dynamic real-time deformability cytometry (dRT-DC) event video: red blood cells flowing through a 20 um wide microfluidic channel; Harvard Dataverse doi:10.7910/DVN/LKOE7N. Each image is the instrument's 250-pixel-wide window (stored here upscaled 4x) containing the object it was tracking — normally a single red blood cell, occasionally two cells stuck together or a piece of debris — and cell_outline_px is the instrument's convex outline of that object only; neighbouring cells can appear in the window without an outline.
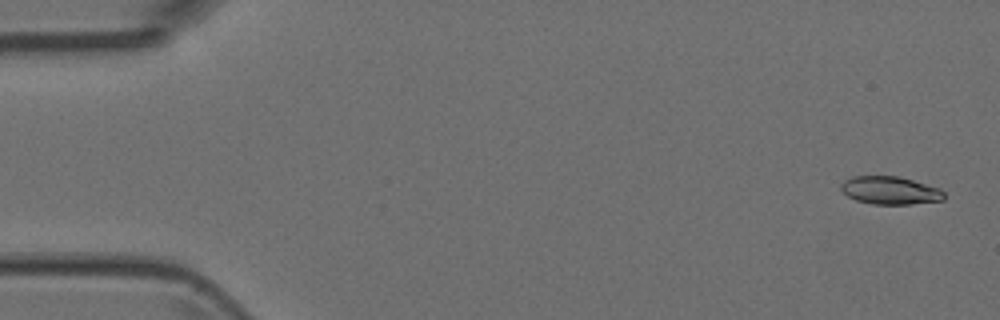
{"species": "Egyptian fruit bat (a non-hibernating species)", "species_latin": "Rousettus aegyptiacus", "temperature_condition": "room temperature", "stored_images_in_passage": 4, "camera_frame_rate_fps": 3000, "um_per_image_px": 0.085, "animal": {"sex": "female"}, "frame": {"image": 1, "passage_image": 1, "time_ms": 0.0, "image_size_px": [1000, 320], "cell_outline_px": [[944, 200], [912, 204], [872, 204], [856, 200], [848, 196], [840, 188], [840, 184], [844, 180], [852, 176], [900, 176], [940, 188], [944, 192]], "centroid_in_image_um": [75.66, 16.18], "position_along_channel_um": 9.3, "area_um2": 16.88}}
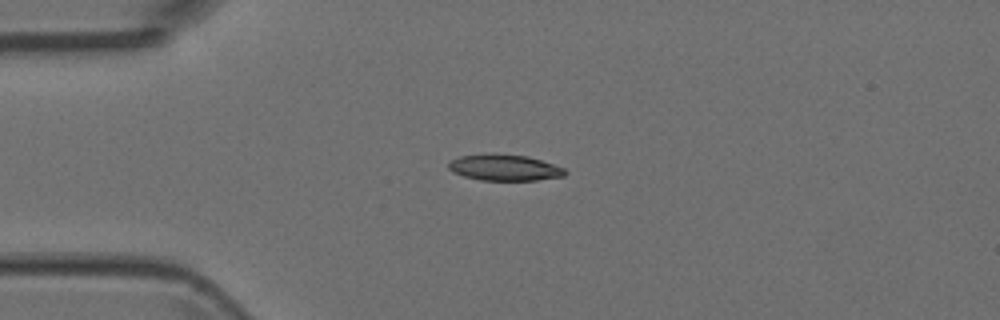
{"frame": {"image": 2, "passage_image": 4, "time_ms": 1.0, "image_size_px": [1000, 320], "cell_outline_px": [[568, 172], [564, 176], [536, 180], [480, 180], [464, 176], [452, 172], [448, 168], [448, 164], [452, 160], [460, 156], [492, 152], [528, 156], [564, 168]], "centroid_in_image_um": [42.86, 14.23], "position_along_channel_um": 42.1, "area_um2": 17.92}}